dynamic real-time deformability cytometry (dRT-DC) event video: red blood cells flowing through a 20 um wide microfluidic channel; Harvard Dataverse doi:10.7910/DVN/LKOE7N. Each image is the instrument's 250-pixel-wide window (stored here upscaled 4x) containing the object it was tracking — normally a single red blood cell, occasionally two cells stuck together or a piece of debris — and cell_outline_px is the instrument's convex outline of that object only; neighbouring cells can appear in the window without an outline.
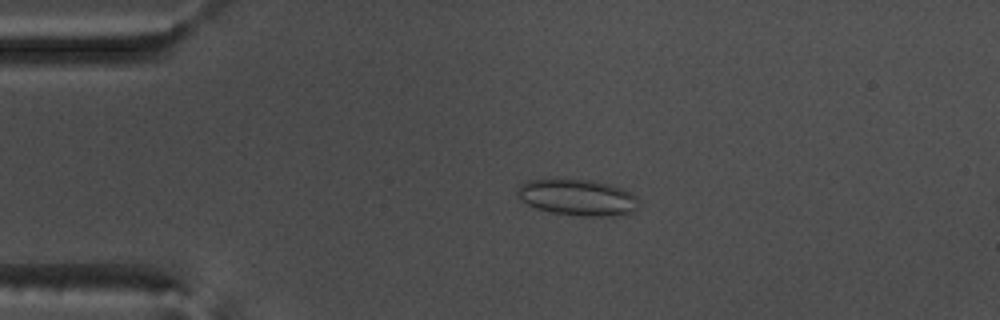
{"species": "common noctule bat (a hibernating species)", "species_latin": "Nyctalus noctula", "temperature_condition": "warm", "stored_images_in_passage": 56, "camera_frame_rate_fps": 3000, "um_per_image_px": 0.085, "animal": {"sex": "male", "body_mass_g": 17.5, "forearm_length_mm": 52.3}, "frame": {"image": 1, "passage_image": 13, "time_ms": 4.0, "image_size_px": [1000, 320], "cell_outline_px": [[636, 208], [632, 212], [624, 216], [576, 216], [552, 212], [536, 208], [528, 204], [516, 192], [520, 184], [528, 180], [556, 176], [592, 180], [608, 184], [620, 188], [636, 196]], "centroid_in_image_um": [49.05, 16.74], "position_along_channel_um": 36.0, "area_um2": 26.18}}
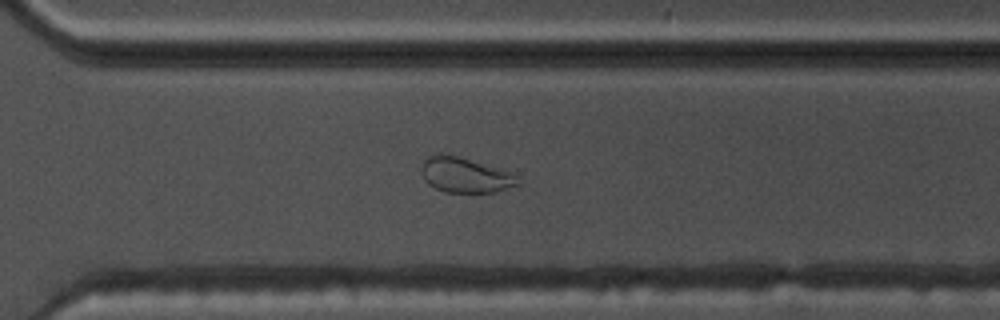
{"frame": {"image": 2, "passage_image": 40, "time_ms": 13.0, "image_size_px": [1000, 320], "cell_outline_px": [[520, 184], [496, 192], [444, 192], [428, 184], [424, 180], [420, 172], [420, 168], [424, 160], [428, 156], [440, 152], [460, 156], [516, 172], [520, 180]], "centroid_in_image_um": [39.57, 14.85], "position_along_channel_um": 331.0, "area_um2": 20.46}}
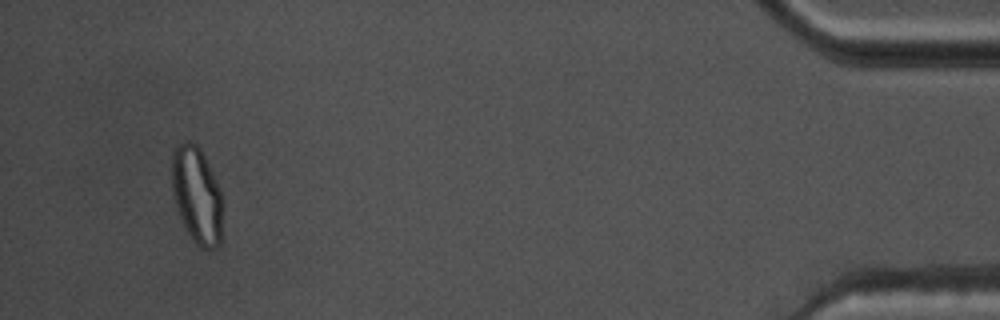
{"frame": {"image": 3, "passage_image": 53, "time_ms": 17.333, "image_size_px": [1000, 320], "cell_outline_px": [[224, 204], [220, 244], [216, 248], [200, 248], [192, 240], [176, 208], [172, 188], [172, 152], [176, 144], [184, 140], [192, 140], [200, 148], [224, 196]], "centroid_in_image_um": [16.76, 16.57], "position_along_channel_um": 418.4, "area_um2": 29.25}, "authors_computed_cell_mechanics": {"area_um2": 24.2182, "velocity_mm_per_s": 3.696, "shape_relaxation_time_tau1_ms": null, "shape_relaxation_time_tau2_ms": 1.0256, "deformation_change_tau1": null, "deformation_change_tau2": 0.0687}}